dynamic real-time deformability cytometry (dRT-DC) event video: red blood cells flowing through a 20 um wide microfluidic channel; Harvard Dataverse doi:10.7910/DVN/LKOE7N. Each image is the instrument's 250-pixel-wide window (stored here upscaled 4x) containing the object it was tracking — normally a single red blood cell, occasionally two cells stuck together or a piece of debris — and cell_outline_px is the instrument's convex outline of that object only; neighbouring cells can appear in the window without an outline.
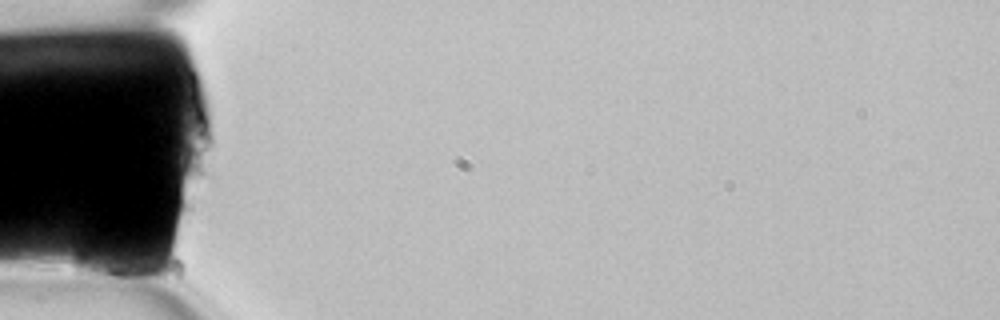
{"species": "common noctule bat (a hibernating species)", "species_latin": "Nyctalus noctula", "temperature_condition": "room temperature", "stored_images_in_passage": 4, "camera_frame_rate_fps": 3000, "um_per_image_px": 0.085, "animal": {"sex": "female", "body_mass_g": 22.7, "forearm_length_mm": 54.2}, "frame": {"image": 1, "passage_image": 1, "time_ms": 0.0, "image_size_px": [1000, 320], "cell_outline_px": [[148, 268], [144, 284], [140, 284], [88, 276], [80, 272], [72, 264], [72, 240], [92, 216], [136, 256]], "centroid_in_image_um": [8.96, 21.73], "position_along_channel_um": 76.0, "area_um2": 22.02}}